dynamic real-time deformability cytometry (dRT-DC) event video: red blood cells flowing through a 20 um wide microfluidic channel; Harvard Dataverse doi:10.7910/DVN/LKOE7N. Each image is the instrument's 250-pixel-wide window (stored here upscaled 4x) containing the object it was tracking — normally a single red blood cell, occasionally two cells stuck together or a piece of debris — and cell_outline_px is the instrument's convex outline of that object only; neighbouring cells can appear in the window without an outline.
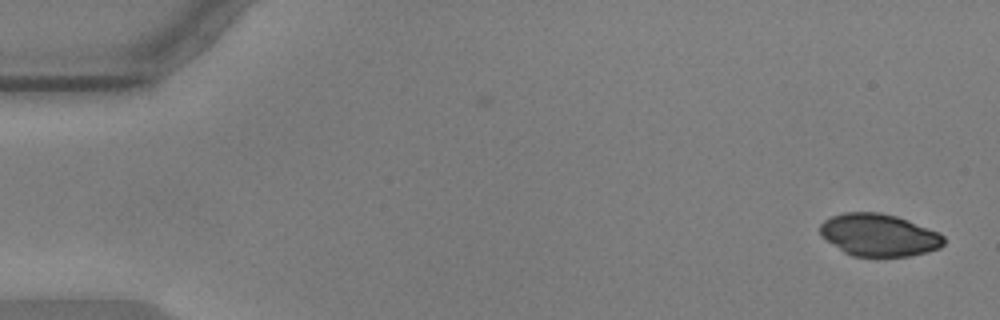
{"species": "common noctule bat (a hibernating species)", "species_latin": "Nyctalus noctula", "temperature_condition": "warm", "stored_images_in_passage": 51, "camera_frame_rate_fps": 3000, "um_per_image_px": 0.085, "animal": {"sex": "male", "body_mass_g": 17.9, "forearm_length_mm": 54.2}, "frame": {"image": 1, "passage_image": 1, "time_ms": 0.0, "image_size_px": [1000, 320], "cell_outline_px": [[944, 244], [940, 248], [928, 252], [908, 256], [852, 256], [844, 252], [820, 236], [820, 224], [824, 220], [832, 216], [844, 212], [880, 212], [896, 216], [908, 220], [936, 232], [944, 236]], "centroid_in_image_um": [74.68, 19.97], "position_along_channel_um": 10.3, "area_um2": 30.46}}